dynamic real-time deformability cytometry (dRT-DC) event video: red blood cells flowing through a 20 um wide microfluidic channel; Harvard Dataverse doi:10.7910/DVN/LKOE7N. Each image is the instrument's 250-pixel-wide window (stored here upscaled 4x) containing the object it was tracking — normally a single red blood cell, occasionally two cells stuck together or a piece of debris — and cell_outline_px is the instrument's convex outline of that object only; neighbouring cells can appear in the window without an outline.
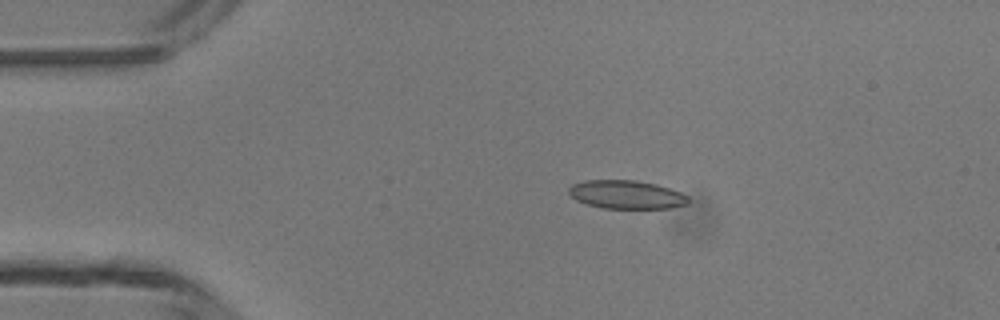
{"species": "common noctule bat (a hibernating species)", "species_latin": "Nyctalus noctula", "temperature_condition": "room temperature", "stored_images_in_passage": 4, "camera_frame_rate_fps": 3000, "um_per_image_px": 0.085, "animal": {"sex": "male", "body_mass_g": 13.3}, "frame": {"image": 1, "passage_image": 2, "time_ms": 1.333, "image_size_px": [1000, 320], "cell_outline_px": [[688, 204], [672, 208], [600, 208], [576, 200], [568, 192], [568, 188], [572, 184], [584, 180], [636, 180], [656, 184], [680, 192], [688, 196]], "centroid_in_image_um": [53.24, 16.54], "position_along_channel_um": 31.8, "area_um2": 19.83}}